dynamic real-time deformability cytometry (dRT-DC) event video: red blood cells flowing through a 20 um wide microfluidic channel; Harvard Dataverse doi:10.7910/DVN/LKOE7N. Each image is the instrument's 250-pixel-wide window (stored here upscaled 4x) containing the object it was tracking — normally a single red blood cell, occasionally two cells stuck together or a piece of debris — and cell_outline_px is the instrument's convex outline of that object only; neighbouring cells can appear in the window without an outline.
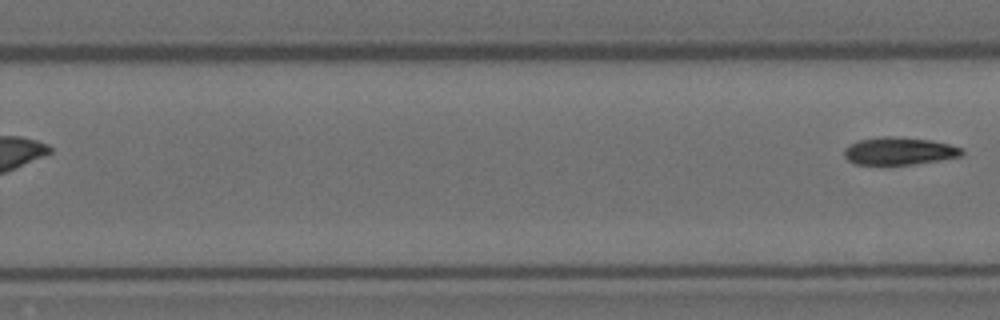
{"species": "Egyptian fruit bat (a non-hibernating species)", "species_latin": "Rousettus aegyptiacus", "temperature_condition": "room temperature", "stored_images_in_passage": 10, "segment_of_instrument_passage": [2, 2], "camera_frame_rate_fps": 3000, "um_per_image_px": 0.085, "animal": {"sex": "female"}, "frame": {"image": 1, "passage_image": 10, "time_ms": 3.0, "image_size_px": [1000, 320], "cell_outline_px": [[964, 156], [940, 160], [912, 164], [856, 164], [848, 160], [844, 156], [844, 148], [848, 144], [856, 140], [884, 136], [888, 136], [932, 140], [964, 148]], "centroid_in_image_um": [76.44, 12.83], "position_along_channel_um": 253.4, "area_um2": 19.02}}